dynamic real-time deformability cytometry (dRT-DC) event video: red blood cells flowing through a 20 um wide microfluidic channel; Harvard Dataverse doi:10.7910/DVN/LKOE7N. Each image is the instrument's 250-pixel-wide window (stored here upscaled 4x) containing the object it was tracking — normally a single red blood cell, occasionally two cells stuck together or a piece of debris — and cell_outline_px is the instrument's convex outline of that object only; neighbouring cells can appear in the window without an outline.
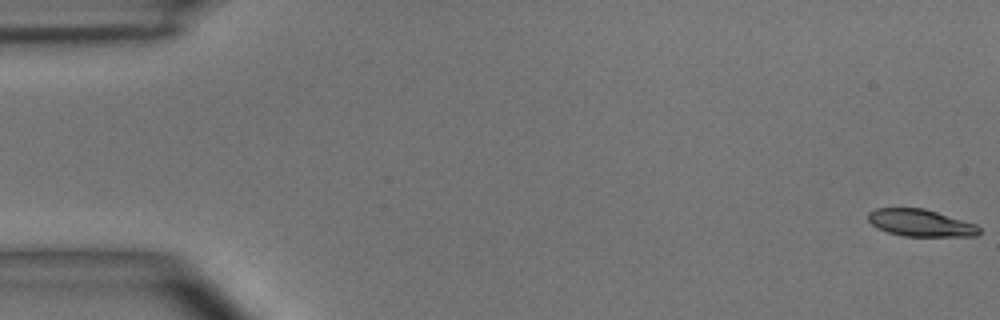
{"species": "common noctule bat (a hibernating species)", "species_latin": "Nyctalus noctula", "temperature_condition": "room temperature", "stored_images_in_passage": 5, "camera_frame_rate_fps": 3000, "um_per_image_px": 0.085, "animal": {"sex": "male", "body_mass_g": 15.6}, "frame": {"image": 1, "passage_image": 1, "time_ms": 0.0, "image_size_px": [1000, 320], "cell_outline_px": [[980, 232], [976, 236], [904, 236], [888, 232], [876, 228], [868, 220], [868, 212], [876, 208], [924, 208], [976, 224], [980, 228]], "centroid_in_image_um": [78.23, 18.94], "position_along_channel_um": 6.8, "area_um2": 17.51}}
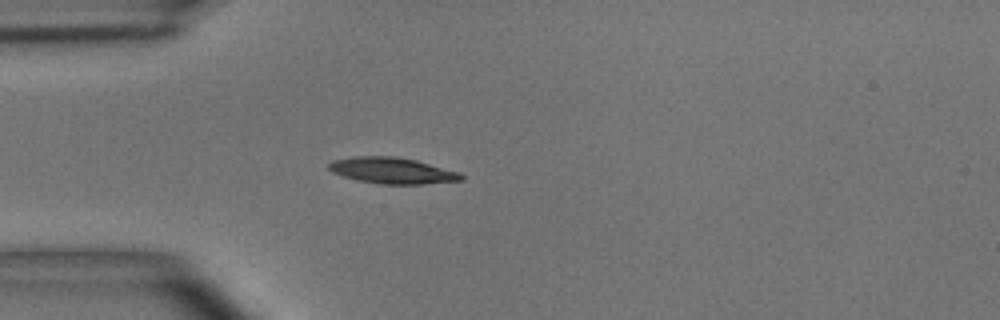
{"frame": {"image": 2, "passage_image": 5, "time_ms": 4.667, "image_size_px": [1000, 320], "cell_outline_px": [[464, 180], [424, 184], [380, 184], [360, 180], [344, 176], [332, 172], [328, 168], [328, 164], [332, 160], [352, 156], [396, 156], [416, 160], [460, 172], [464, 176]], "centroid_in_image_um": [33.36, 14.49], "position_along_channel_um": 51.6, "area_um2": 20.23}}